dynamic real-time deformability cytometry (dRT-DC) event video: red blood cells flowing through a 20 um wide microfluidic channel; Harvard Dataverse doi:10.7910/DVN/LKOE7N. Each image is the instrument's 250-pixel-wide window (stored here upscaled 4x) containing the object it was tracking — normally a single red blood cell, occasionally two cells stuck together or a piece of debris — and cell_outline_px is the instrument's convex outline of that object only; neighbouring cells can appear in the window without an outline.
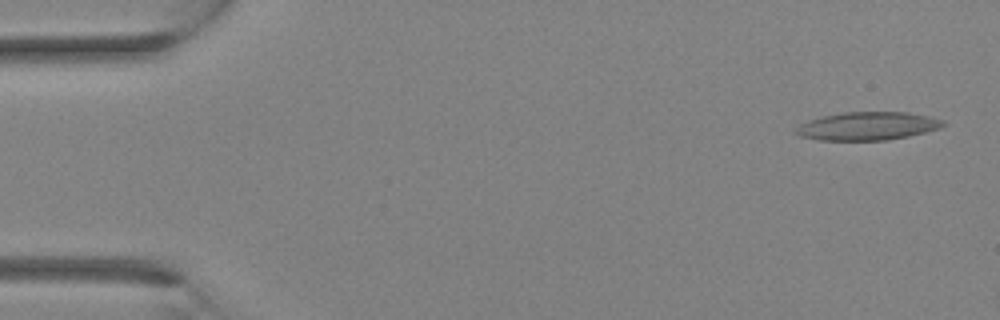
{"species": "Egyptian fruit bat (a non-hibernating species)", "species_latin": "Rousettus aegyptiacus", "temperature_condition": "room temperature", "stored_images_in_passage": 9, "camera_frame_rate_fps": 3000, "um_per_image_px": 0.085, "animal": {"sex": "female"}, "frame": {"image": 1, "passage_image": 1, "time_ms": 0.0, "image_size_px": [1000, 320], "cell_outline_px": [[948, 124], [940, 128], [908, 136], [888, 140], [820, 140], [800, 136], [792, 132], [800, 124], [808, 120], [824, 116], [844, 112], [904, 112], [928, 116], [944, 120]], "centroid_in_image_um": [73.74, 10.72], "position_along_channel_um": 11.3, "area_um2": 24.16}}